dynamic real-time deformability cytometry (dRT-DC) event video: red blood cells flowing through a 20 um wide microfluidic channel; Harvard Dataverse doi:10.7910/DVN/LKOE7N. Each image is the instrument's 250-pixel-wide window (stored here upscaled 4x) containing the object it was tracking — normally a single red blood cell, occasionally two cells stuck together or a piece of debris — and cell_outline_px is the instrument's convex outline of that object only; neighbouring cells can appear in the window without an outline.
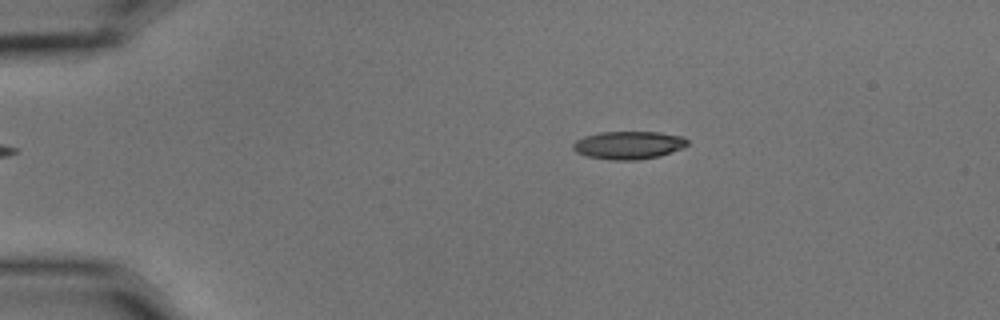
{"species": "common noctule bat (a hibernating species)", "species_latin": "Nyctalus noctula", "temperature_condition": "cold", "stored_images_in_passage": 2, "camera_frame_rate_fps": 3000, "um_per_image_px": 0.085, "animal": {"sex": "male", "body_mass_g": 15.6}, "frame": {"image": 1, "passage_image": 2, "time_ms": 0.333, "image_size_px": [1000, 320], "cell_outline_px": [[688, 144], [684, 148], [660, 156], [636, 160], [612, 160], [588, 156], [576, 152], [572, 148], [572, 144], [576, 140], [584, 136], [600, 132], [656, 132], [684, 136], [688, 140]], "centroid_in_image_um": [53.45, 12.33], "position_along_channel_um": 31.6, "area_um2": 18.73}}